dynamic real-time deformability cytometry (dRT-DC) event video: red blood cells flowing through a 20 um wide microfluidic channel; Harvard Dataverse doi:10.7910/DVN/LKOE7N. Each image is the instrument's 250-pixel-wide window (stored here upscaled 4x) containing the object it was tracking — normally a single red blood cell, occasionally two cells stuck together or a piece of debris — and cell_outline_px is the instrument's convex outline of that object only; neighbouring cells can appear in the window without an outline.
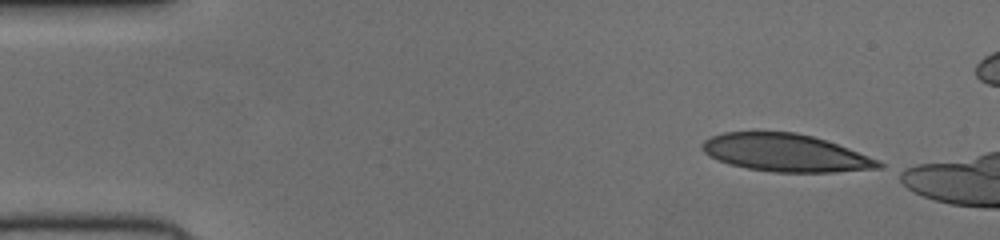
{"species": "human", "species_latin": "Homo sapiens", "temperature_condition": "cold", "stored_images_in_passage": 43, "camera_frame_rate_fps": 3000, "um_per_image_px": 0.085, "donor": {"sex": "female"}, "frame": {"image": 1, "passage_image": 1, "time_ms": 0.0, "image_size_px": [1000, 240], "cell_outline_px": [[884, 168], [832, 172], [776, 172], [748, 168], [716, 160], [704, 152], [700, 148], [700, 144], [704, 140], [712, 136], [724, 132], [796, 132], [812, 136], [848, 148], [880, 160], [884, 164]], "centroid_in_image_um": [66.77, 12.99], "position_along_channel_um": 18.2, "area_um2": 38.55}}
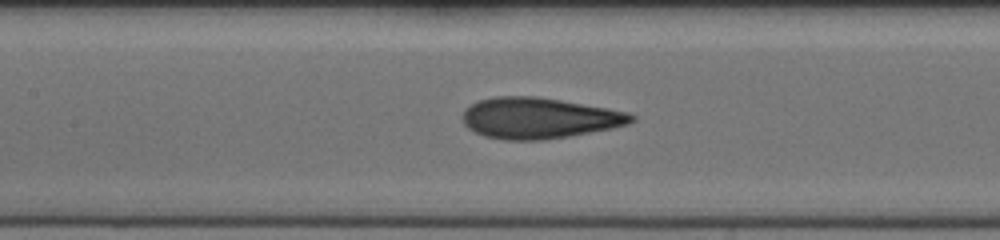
{"frame": {"image": 2, "passage_image": 19, "time_ms": 6.0, "image_size_px": [1000, 240], "cell_outline_px": [[636, 120], [628, 124], [612, 128], [568, 136], [544, 140], [504, 140], [484, 136], [468, 128], [464, 124], [464, 112], [472, 104], [480, 100], [496, 96], [536, 96], [560, 100], [628, 112], [636, 116]], "centroid_in_image_um": [45.83, 10.04], "position_along_channel_um": 161.6, "area_um2": 39.94}}
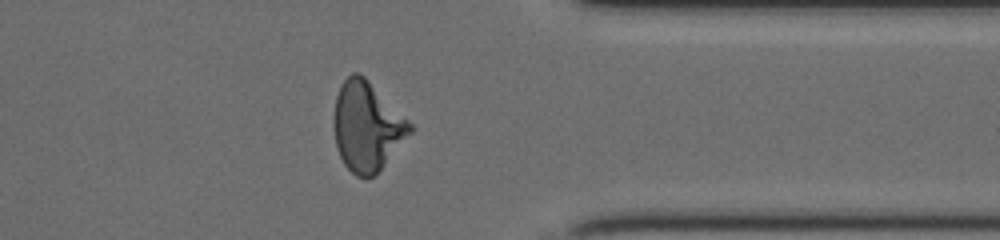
{"frame": {"image": 3, "passage_image": 36, "time_ms": 11.667, "image_size_px": [1000, 240], "cell_outline_px": [[412, 132], [384, 164], [372, 176], [356, 176], [344, 164], [336, 148], [332, 124], [332, 116], [336, 96], [344, 80], [352, 72], [360, 72], [412, 124]], "centroid_in_image_um": [31.14, 10.72], "position_along_channel_um": 380.3, "area_um2": 39.19}}